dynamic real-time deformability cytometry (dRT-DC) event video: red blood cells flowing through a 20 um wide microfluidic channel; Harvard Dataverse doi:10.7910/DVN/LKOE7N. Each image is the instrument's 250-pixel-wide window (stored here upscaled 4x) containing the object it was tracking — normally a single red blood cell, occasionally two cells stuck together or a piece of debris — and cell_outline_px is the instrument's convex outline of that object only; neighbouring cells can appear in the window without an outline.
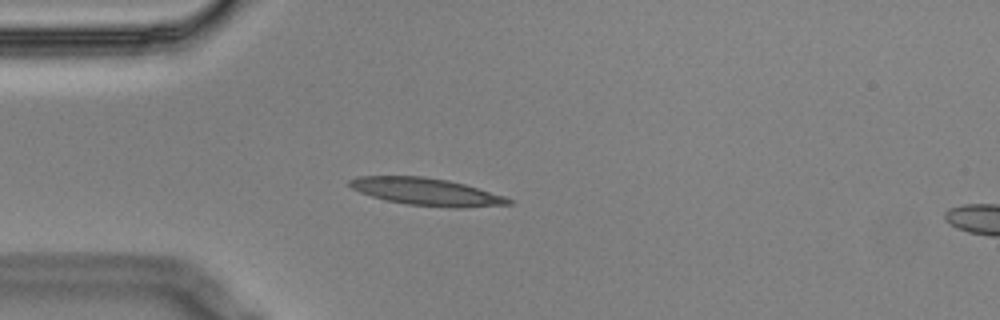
{"species": "Egyptian fruit bat (a non-hibernating species)", "species_latin": "Rousettus aegyptiacus", "temperature_condition": "cold", "stored_images_in_passage": 4, "camera_frame_rate_fps": 3000, "um_per_image_px": 0.085, "animal": {"sex": "male"}, "frame": {"image": 1, "passage_image": 3, "time_ms": 0.667, "image_size_px": [1000, 320], "cell_outline_px": [[512, 204], [464, 208], [448, 208], [408, 204], [384, 200], [360, 192], [352, 188], [348, 184], [348, 180], [356, 176], [424, 176], [448, 180], [464, 184], [504, 196], [512, 200]], "centroid_in_image_um": [36.23, 16.3], "position_along_channel_um": 48.8, "area_um2": 25.37}}